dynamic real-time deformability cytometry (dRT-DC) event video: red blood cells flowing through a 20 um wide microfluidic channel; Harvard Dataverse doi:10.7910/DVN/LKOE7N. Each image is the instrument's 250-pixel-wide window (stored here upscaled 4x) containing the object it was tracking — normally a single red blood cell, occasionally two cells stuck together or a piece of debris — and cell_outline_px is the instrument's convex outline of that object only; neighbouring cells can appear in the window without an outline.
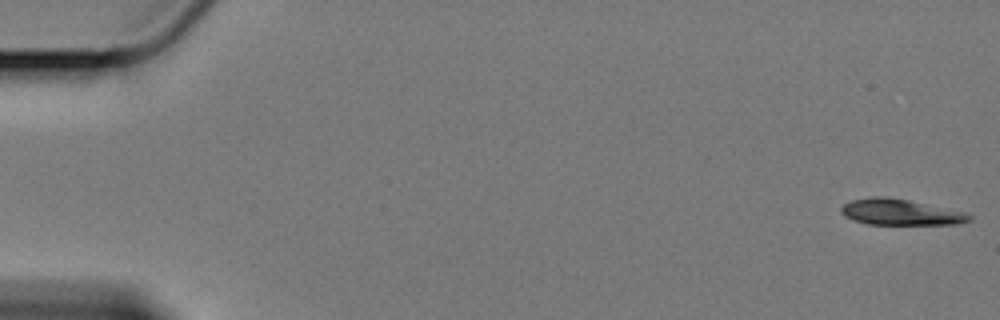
{"species": "Egyptian fruit bat (a non-hibernating species)", "species_latin": "Rousettus aegyptiacus", "temperature_condition": "cold", "stored_images_in_passage": 11, "camera_frame_rate_fps": 3000, "um_per_image_px": 0.085, "animal": {"sex": "female"}, "frame": {"image": 1, "passage_image": 1, "time_ms": 0.0, "image_size_px": [1000, 320], "cell_outline_px": [[972, 220], [956, 224], [868, 224], [852, 220], [844, 216], [840, 212], [840, 208], [844, 204], [852, 200], [872, 196], [888, 196], [968, 212], [972, 216]], "centroid_in_image_um": [76.54, 18.03], "position_along_channel_um": 8.5, "area_um2": 19.54}}